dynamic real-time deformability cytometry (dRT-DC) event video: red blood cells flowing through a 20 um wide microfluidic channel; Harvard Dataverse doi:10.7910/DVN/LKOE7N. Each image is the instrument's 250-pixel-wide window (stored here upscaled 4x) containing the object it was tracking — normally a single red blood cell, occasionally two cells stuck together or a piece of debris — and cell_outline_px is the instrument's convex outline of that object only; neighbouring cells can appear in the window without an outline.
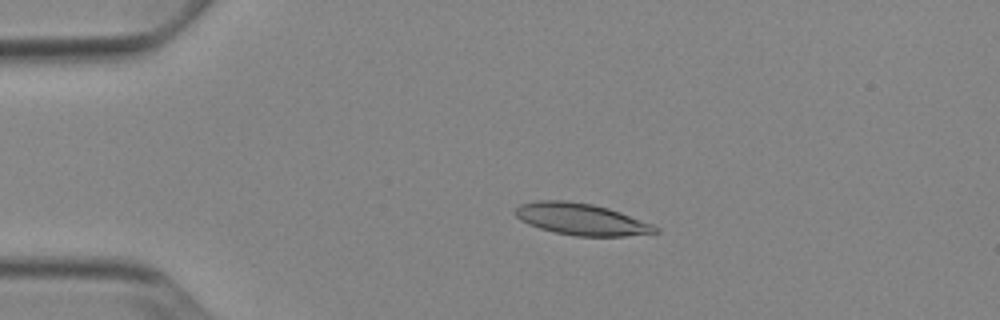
{"species": "Egyptian fruit bat (a non-hibernating species)", "species_latin": "Rousettus aegyptiacus", "temperature_condition": "cold", "stored_images_in_passage": 52, "camera_frame_rate_fps": 3000, "um_per_image_px": 0.085, "animal": {"sex": "female"}, "frame": {"image": 1, "passage_image": 11, "time_ms": 3.333, "image_size_px": [1000, 320], "cell_outline_px": [[660, 232], [624, 236], [576, 236], [552, 232], [528, 224], [520, 220], [512, 212], [520, 204], [536, 200], [568, 200], [592, 204], [608, 208], [620, 212], [652, 224], [660, 228]], "centroid_in_image_um": [49.37, 18.63], "position_along_channel_um": 35.6, "area_um2": 26.01}}
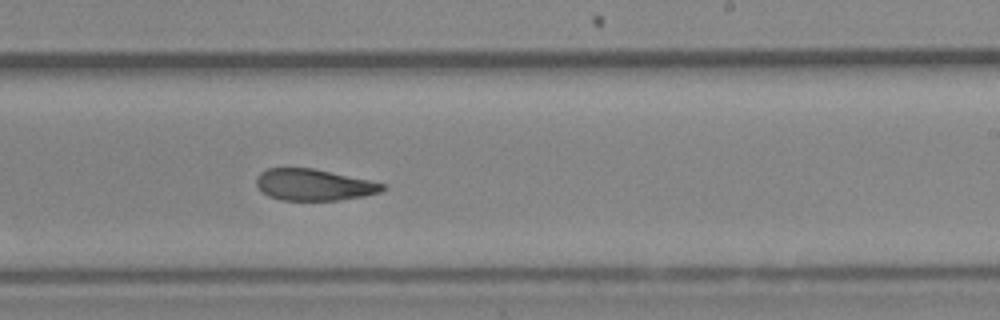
{"frame": {"image": 2, "passage_image": 32, "time_ms": 10.333, "image_size_px": [1000, 320], "cell_outline_px": [[388, 188], [380, 192], [364, 196], [340, 200], [280, 200], [268, 196], [256, 184], [256, 176], [260, 172], [268, 168], [312, 168], [388, 184]], "centroid_in_image_um": [26.7, 15.71], "position_along_channel_um": 262.3, "area_um2": 23.18}}
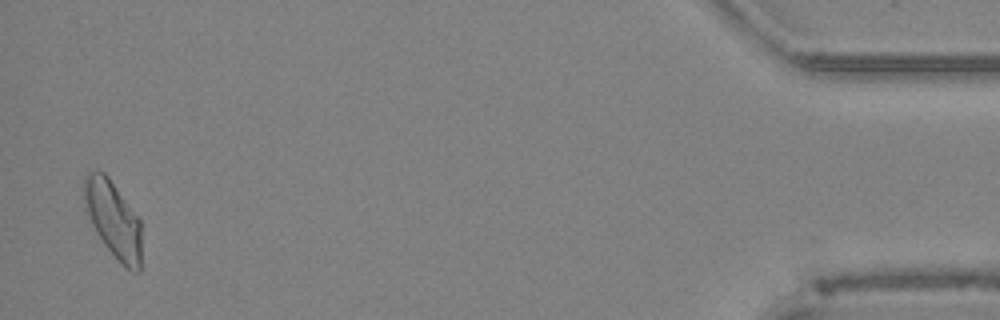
{"frame": {"image": 3, "passage_image": 51, "time_ms": 16.667, "image_size_px": [1000, 320], "cell_outline_px": [[140, 272], [132, 272], [124, 268], [104, 244], [96, 232], [84, 208], [84, 176], [88, 172], [96, 168], [104, 172], [108, 176], [140, 220]], "centroid_in_image_um": [9.6, 18.63], "position_along_channel_um": 425.6, "area_um2": 25.66}, "authors_computed_cell_mechanics": {"area_um2": 24.9118, "velocity_mm_per_s": 3.8666, "shape_relaxation_time_tau1_ms": null, "shape_relaxation_time_tau2_ms": 3.1507, "deformation_change_tau1": null, "deformation_change_tau2": 0.1073}}